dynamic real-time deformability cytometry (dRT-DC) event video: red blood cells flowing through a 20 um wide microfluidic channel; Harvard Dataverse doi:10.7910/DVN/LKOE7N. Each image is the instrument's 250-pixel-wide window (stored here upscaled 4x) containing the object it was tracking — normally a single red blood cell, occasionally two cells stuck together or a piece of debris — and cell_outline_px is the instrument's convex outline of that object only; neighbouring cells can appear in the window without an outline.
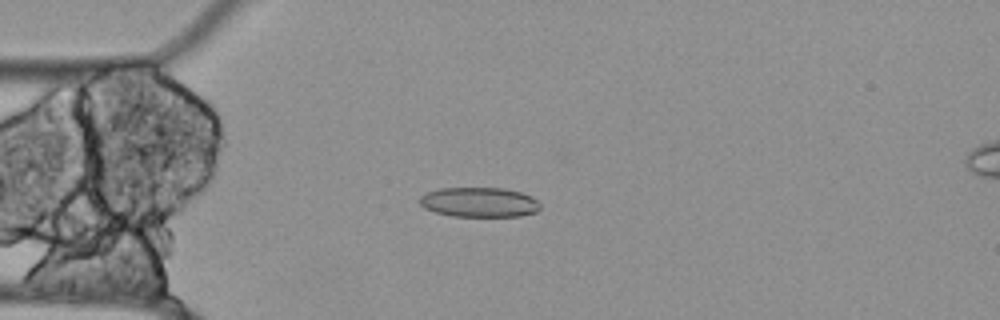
{"species": "Egyptian fruit bat (a non-hibernating species)", "species_latin": "Rousettus aegyptiacus", "temperature_condition": "cold", "stored_images_in_passage": 49, "camera_frame_rate_fps": 3000, "um_per_image_px": 0.085, "animal": {"sex": "female"}, "frame": {"image": 1, "passage_image": 7, "time_ms": 2.0, "image_size_px": [1000, 320], "cell_outline_px": [[540, 208], [536, 212], [520, 216], [452, 216], [436, 212], [424, 208], [416, 200], [420, 196], [428, 192], [440, 188], [504, 188], [520, 192], [532, 196], [540, 204]], "centroid_in_image_um": [40.72, 17.19], "position_along_channel_um": 44.3, "area_um2": 20.98}}
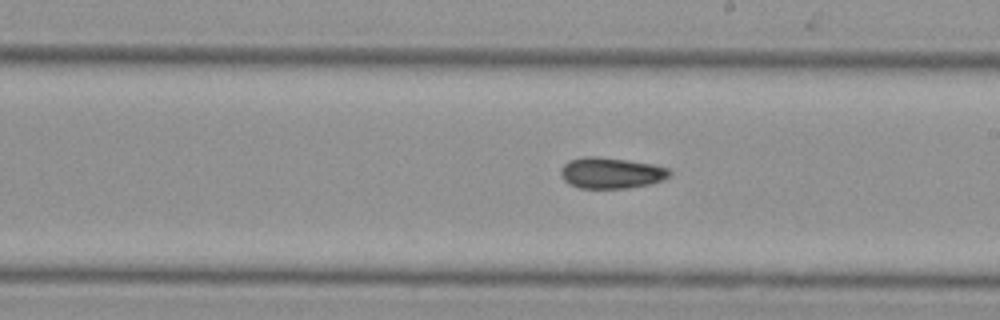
{"frame": {"image": 2, "passage_image": 24, "time_ms": 7.667, "image_size_px": [1000, 320], "cell_outline_px": [[672, 172], [664, 180], [648, 184], [628, 188], [580, 188], [568, 184], [560, 176], [560, 168], [568, 160], [584, 156], [592, 156], [624, 160], [652, 164], [668, 168]], "centroid_in_image_um": [51.9, 14.7], "position_along_channel_um": 237.1, "area_um2": 19.65}}
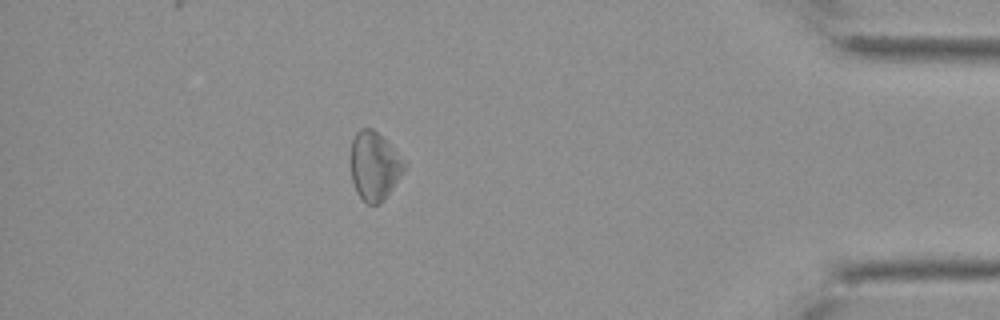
{"frame": {"image": 3, "passage_image": 42, "time_ms": 13.667, "image_size_px": [1000, 320], "cell_outline_px": [[408, 164], [404, 172], [380, 204], [368, 204], [356, 192], [352, 180], [352, 140], [356, 132], [360, 128], [372, 128]], "centroid_in_image_um": [31.83, 14.12], "position_along_channel_um": 403.4, "area_um2": 20.92}, "authors_computed_cell_mechanics": {"area_um2": 20.519, "velocity_mm_per_s": 3.5092, "shape_relaxation_time_tau1_ms": 0.0377, "shape_relaxation_time_tau2_ms": null, "deformation_change_tau1": 0.0137, "deformation_change_tau2": null}}